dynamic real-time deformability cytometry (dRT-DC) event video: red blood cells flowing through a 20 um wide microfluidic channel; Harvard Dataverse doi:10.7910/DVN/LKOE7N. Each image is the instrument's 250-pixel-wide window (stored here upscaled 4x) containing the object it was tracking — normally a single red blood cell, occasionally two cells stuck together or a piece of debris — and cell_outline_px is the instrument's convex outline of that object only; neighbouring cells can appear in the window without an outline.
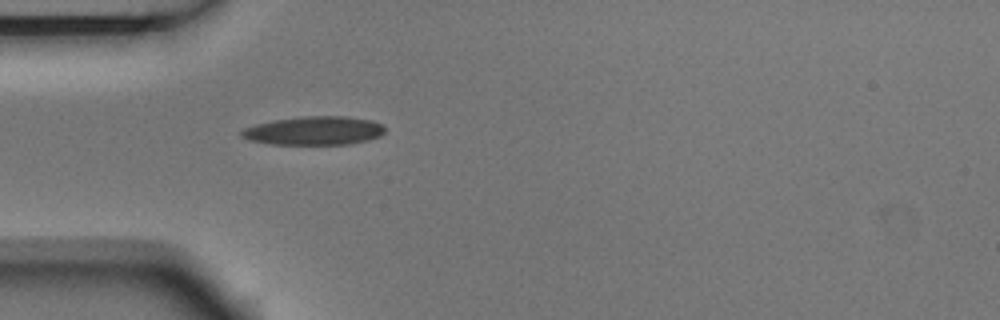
{"species": "Egyptian fruit bat (a non-hibernating species)", "species_latin": "Rousettus aegyptiacus", "temperature_condition": "room temperature", "stored_images_in_passage": 1, "camera_frame_rate_fps": 3000, "um_per_image_px": 0.085, "animal": {"sex": "male"}, "frame": {"image": 1, "passage_image": 1, "time_ms": 0.0, "image_size_px": [1000, 320], "cell_outline_px": [[384, 132], [380, 136], [368, 140], [348, 144], [272, 144], [248, 140], [240, 136], [240, 132], [244, 128], [256, 124], [272, 120], [304, 116], [348, 116], [372, 120], [384, 124]], "centroid_in_image_um": [26.71, 11.1], "position_along_channel_um": 58.3, "area_um2": 24.04}}